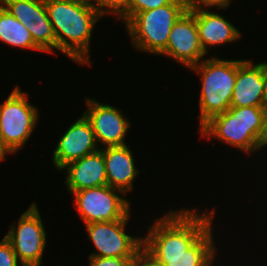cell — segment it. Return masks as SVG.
Masks as SVG:
<instances>
[{"mask_svg": "<svg viewBox=\"0 0 267 266\" xmlns=\"http://www.w3.org/2000/svg\"><path fill=\"white\" fill-rule=\"evenodd\" d=\"M87 109L83 114L89 120L97 144L104 147L126 145V134L131 125L124 113L117 107L101 104L94 98H86Z\"/></svg>", "mask_w": 267, "mask_h": 266, "instance_id": "8fae6325", "label": "cell"}, {"mask_svg": "<svg viewBox=\"0 0 267 266\" xmlns=\"http://www.w3.org/2000/svg\"><path fill=\"white\" fill-rule=\"evenodd\" d=\"M193 11L196 18L198 35L205 54L209 48L238 41L241 33L236 26L228 22L224 16L206 10Z\"/></svg>", "mask_w": 267, "mask_h": 266, "instance_id": "2e32d148", "label": "cell"}, {"mask_svg": "<svg viewBox=\"0 0 267 266\" xmlns=\"http://www.w3.org/2000/svg\"><path fill=\"white\" fill-rule=\"evenodd\" d=\"M56 37V49L79 64L91 65L90 41L94 26L104 16L95 8L74 0H45Z\"/></svg>", "mask_w": 267, "mask_h": 266, "instance_id": "7a4b0ae2", "label": "cell"}, {"mask_svg": "<svg viewBox=\"0 0 267 266\" xmlns=\"http://www.w3.org/2000/svg\"><path fill=\"white\" fill-rule=\"evenodd\" d=\"M130 0H100V13L103 16H120L129 6Z\"/></svg>", "mask_w": 267, "mask_h": 266, "instance_id": "7402d4cb", "label": "cell"}, {"mask_svg": "<svg viewBox=\"0 0 267 266\" xmlns=\"http://www.w3.org/2000/svg\"><path fill=\"white\" fill-rule=\"evenodd\" d=\"M263 106L230 107L213 116L201 128V137L216 138L246 154L261 150L264 131Z\"/></svg>", "mask_w": 267, "mask_h": 266, "instance_id": "3957f363", "label": "cell"}, {"mask_svg": "<svg viewBox=\"0 0 267 266\" xmlns=\"http://www.w3.org/2000/svg\"><path fill=\"white\" fill-rule=\"evenodd\" d=\"M1 5L25 26L34 20L49 19L45 0H1Z\"/></svg>", "mask_w": 267, "mask_h": 266, "instance_id": "ac0fdd59", "label": "cell"}, {"mask_svg": "<svg viewBox=\"0 0 267 266\" xmlns=\"http://www.w3.org/2000/svg\"><path fill=\"white\" fill-rule=\"evenodd\" d=\"M63 170L67 172L65 184L69 194L82 189L108 185L105 161L101 149L68 163L61 169V171Z\"/></svg>", "mask_w": 267, "mask_h": 266, "instance_id": "5bb4252c", "label": "cell"}, {"mask_svg": "<svg viewBox=\"0 0 267 266\" xmlns=\"http://www.w3.org/2000/svg\"><path fill=\"white\" fill-rule=\"evenodd\" d=\"M77 3L84 4L97 9L100 12V0H74ZM95 2V3H94Z\"/></svg>", "mask_w": 267, "mask_h": 266, "instance_id": "484cf974", "label": "cell"}, {"mask_svg": "<svg viewBox=\"0 0 267 266\" xmlns=\"http://www.w3.org/2000/svg\"><path fill=\"white\" fill-rule=\"evenodd\" d=\"M11 154L4 146L0 138V162L6 160V155Z\"/></svg>", "mask_w": 267, "mask_h": 266, "instance_id": "83f0119b", "label": "cell"}, {"mask_svg": "<svg viewBox=\"0 0 267 266\" xmlns=\"http://www.w3.org/2000/svg\"><path fill=\"white\" fill-rule=\"evenodd\" d=\"M265 110H267V92H266V98H265V102H264V106Z\"/></svg>", "mask_w": 267, "mask_h": 266, "instance_id": "f1b7e54d", "label": "cell"}, {"mask_svg": "<svg viewBox=\"0 0 267 266\" xmlns=\"http://www.w3.org/2000/svg\"><path fill=\"white\" fill-rule=\"evenodd\" d=\"M100 148L89 120L82 114L62 136L54 148L52 163L56 169H61L68 163L92 154Z\"/></svg>", "mask_w": 267, "mask_h": 266, "instance_id": "7c38bea8", "label": "cell"}, {"mask_svg": "<svg viewBox=\"0 0 267 266\" xmlns=\"http://www.w3.org/2000/svg\"><path fill=\"white\" fill-rule=\"evenodd\" d=\"M198 210L171 209L155 220L143 237V249L163 266L213 265L218 254L212 233L216 212Z\"/></svg>", "mask_w": 267, "mask_h": 266, "instance_id": "6da1fadb", "label": "cell"}, {"mask_svg": "<svg viewBox=\"0 0 267 266\" xmlns=\"http://www.w3.org/2000/svg\"><path fill=\"white\" fill-rule=\"evenodd\" d=\"M0 41L11 47L43 52L33 41L27 27L0 5Z\"/></svg>", "mask_w": 267, "mask_h": 266, "instance_id": "e0dca14e", "label": "cell"}, {"mask_svg": "<svg viewBox=\"0 0 267 266\" xmlns=\"http://www.w3.org/2000/svg\"><path fill=\"white\" fill-rule=\"evenodd\" d=\"M136 257H89V266H132Z\"/></svg>", "mask_w": 267, "mask_h": 266, "instance_id": "603a6c76", "label": "cell"}, {"mask_svg": "<svg viewBox=\"0 0 267 266\" xmlns=\"http://www.w3.org/2000/svg\"><path fill=\"white\" fill-rule=\"evenodd\" d=\"M0 266H23L19 262L11 243L5 237L0 241Z\"/></svg>", "mask_w": 267, "mask_h": 266, "instance_id": "44dd1931", "label": "cell"}, {"mask_svg": "<svg viewBox=\"0 0 267 266\" xmlns=\"http://www.w3.org/2000/svg\"><path fill=\"white\" fill-rule=\"evenodd\" d=\"M71 195L75 197L74 207L85 225L120 220L131 211L130 201L122 198L126 195L109 185L82 189Z\"/></svg>", "mask_w": 267, "mask_h": 266, "instance_id": "ba28073f", "label": "cell"}, {"mask_svg": "<svg viewBox=\"0 0 267 266\" xmlns=\"http://www.w3.org/2000/svg\"><path fill=\"white\" fill-rule=\"evenodd\" d=\"M232 0H187V10H206L216 6L218 9H227Z\"/></svg>", "mask_w": 267, "mask_h": 266, "instance_id": "cb8c5ba5", "label": "cell"}, {"mask_svg": "<svg viewBox=\"0 0 267 266\" xmlns=\"http://www.w3.org/2000/svg\"><path fill=\"white\" fill-rule=\"evenodd\" d=\"M267 147V110H265L264 131L261 137V150Z\"/></svg>", "mask_w": 267, "mask_h": 266, "instance_id": "4316f807", "label": "cell"}, {"mask_svg": "<svg viewBox=\"0 0 267 266\" xmlns=\"http://www.w3.org/2000/svg\"><path fill=\"white\" fill-rule=\"evenodd\" d=\"M34 43L43 51L53 54L56 50V37L49 19L34 20L26 26Z\"/></svg>", "mask_w": 267, "mask_h": 266, "instance_id": "d6986e66", "label": "cell"}, {"mask_svg": "<svg viewBox=\"0 0 267 266\" xmlns=\"http://www.w3.org/2000/svg\"><path fill=\"white\" fill-rule=\"evenodd\" d=\"M28 95L16 86L0 104V138L12 154L24 147L38 125L40 112L28 102Z\"/></svg>", "mask_w": 267, "mask_h": 266, "instance_id": "8992f818", "label": "cell"}, {"mask_svg": "<svg viewBox=\"0 0 267 266\" xmlns=\"http://www.w3.org/2000/svg\"><path fill=\"white\" fill-rule=\"evenodd\" d=\"M267 92V61L254 64L237 60V77L230 107L264 106Z\"/></svg>", "mask_w": 267, "mask_h": 266, "instance_id": "4fadbf2b", "label": "cell"}, {"mask_svg": "<svg viewBox=\"0 0 267 266\" xmlns=\"http://www.w3.org/2000/svg\"><path fill=\"white\" fill-rule=\"evenodd\" d=\"M130 212L120 220L86 224L88 238L96 252L89 257H136L143 249V237L127 234Z\"/></svg>", "mask_w": 267, "mask_h": 266, "instance_id": "9c48e42d", "label": "cell"}, {"mask_svg": "<svg viewBox=\"0 0 267 266\" xmlns=\"http://www.w3.org/2000/svg\"><path fill=\"white\" fill-rule=\"evenodd\" d=\"M160 55L168 56L188 69L203 60L206 54L200 42L193 11L186 10L174 23L167 47Z\"/></svg>", "mask_w": 267, "mask_h": 266, "instance_id": "30bf717a", "label": "cell"}, {"mask_svg": "<svg viewBox=\"0 0 267 266\" xmlns=\"http://www.w3.org/2000/svg\"><path fill=\"white\" fill-rule=\"evenodd\" d=\"M4 236L12 245L19 262L23 266H40L47 244L40 211L35 202L22 213Z\"/></svg>", "mask_w": 267, "mask_h": 266, "instance_id": "52a82bcc", "label": "cell"}, {"mask_svg": "<svg viewBox=\"0 0 267 266\" xmlns=\"http://www.w3.org/2000/svg\"><path fill=\"white\" fill-rule=\"evenodd\" d=\"M103 152L107 184L122 191L125 195L134 191L133 183L139 175L135 167L132 150L128 145L109 146L100 148Z\"/></svg>", "mask_w": 267, "mask_h": 266, "instance_id": "9a60e30c", "label": "cell"}, {"mask_svg": "<svg viewBox=\"0 0 267 266\" xmlns=\"http://www.w3.org/2000/svg\"><path fill=\"white\" fill-rule=\"evenodd\" d=\"M173 0H130L128 8L119 16L126 24L136 13L155 9L171 3Z\"/></svg>", "mask_w": 267, "mask_h": 266, "instance_id": "ffe728a7", "label": "cell"}, {"mask_svg": "<svg viewBox=\"0 0 267 266\" xmlns=\"http://www.w3.org/2000/svg\"><path fill=\"white\" fill-rule=\"evenodd\" d=\"M187 10V0H173L155 9L136 13L127 23L126 31L135 49L160 55L167 47L174 23Z\"/></svg>", "mask_w": 267, "mask_h": 266, "instance_id": "5b68a950", "label": "cell"}, {"mask_svg": "<svg viewBox=\"0 0 267 266\" xmlns=\"http://www.w3.org/2000/svg\"><path fill=\"white\" fill-rule=\"evenodd\" d=\"M200 75V128L213 116L230 108L237 77V60H225L213 56L189 68Z\"/></svg>", "mask_w": 267, "mask_h": 266, "instance_id": "277c9868", "label": "cell"}, {"mask_svg": "<svg viewBox=\"0 0 267 266\" xmlns=\"http://www.w3.org/2000/svg\"><path fill=\"white\" fill-rule=\"evenodd\" d=\"M132 266H163L142 249L132 262Z\"/></svg>", "mask_w": 267, "mask_h": 266, "instance_id": "d4e9b609", "label": "cell"}]
</instances>
